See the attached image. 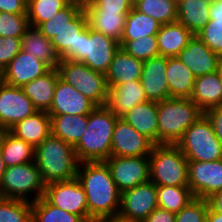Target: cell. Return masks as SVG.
Returning a JSON list of instances; mask_svg holds the SVG:
<instances>
[{"label":"cell","mask_w":222,"mask_h":222,"mask_svg":"<svg viewBox=\"0 0 222 222\" xmlns=\"http://www.w3.org/2000/svg\"><path fill=\"white\" fill-rule=\"evenodd\" d=\"M77 179L86 194L89 222L118 216L121 192L104 161L80 162Z\"/></svg>","instance_id":"cell-1"},{"label":"cell","mask_w":222,"mask_h":222,"mask_svg":"<svg viewBox=\"0 0 222 222\" xmlns=\"http://www.w3.org/2000/svg\"><path fill=\"white\" fill-rule=\"evenodd\" d=\"M118 117L106 106H96L88 114V124L74 146L79 162L106 161L111 156L113 130Z\"/></svg>","instance_id":"cell-2"},{"label":"cell","mask_w":222,"mask_h":222,"mask_svg":"<svg viewBox=\"0 0 222 222\" xmlns=\"http://www.w3.org/2000/svg\"><path fill=\"white\" fill-rule=\"evenodd\" d=\"M34 162L46 185L77 178L80 163L74 146L52 134L35 147Z\"/></svg>","instance_id":"cell-3"},{"label":"cell","mask_w":222,"mask_h":222,"mask_svg":"<svg viewBox=\"0 0 222 222\" xmlns=\"http://www.w3.org/2000/svg\"><path fill=\"white\" fill-rule=\"evenodd\" d=\"M158 144H177L185 131L203 114L190 98L157 102Z\"/></svg>","instance_id":"cell-4"},{"label":"cell","mask_w":222,"mask_h":222,"mask_svg":"<svg viewBox=\"0 0 222 222\" xmlns=\"http://www.w3.org/2000/svg\"><path fill=\"white\" fill-rule=\"evenodd\" d=\"M150 181L159 186H188V160L176 144H156L149 155Z\"/></svg>","instance_id":"cell-5"},{"label":"cell","mask_w":222,"mask_h":222,"mask_svg":"<svg viewBox=\"0 0 222 222\" xmlns=\"http://www.w3.org/2000/svg\"><path fill=\"white\" fill-rule=\"evenodd\" d=\"M176 145L188 161L209 162L222 159V143L204 113L185 131Z\"/></svg>","instance_id":"cell-6"},{"label":"cell","mask_w":222,"mask_h":222,"mask_svg":"<svg viewBox=\"0 0 222 222\" xmlns=\"http://www.w3.org/2000/svg\"><path fill=\"white\" fill-rule=\"evenodd\" d=\"M56 69L61 80L75 87L96 106L106 105L109 88L105 74L72 60H61Z\"/></svg>","instance_id":"cell-7"},{"label":"cell","mask_w":222,"mask_h":222,"mask_svg":"<svg viewBox=\"0 0 222 222\" xmlns=\"http://www.w3.org/2000/svg\"><path fill=\"white\" fill-rule=\"evenodd\" d=\"M45 188L40 170L32 161L6 168L0 185V197L34 202L44 196Z\"/></svg>","instance_id":"cell-8"},{"label":"cell","mask_w":222,"mask_h":222,"mask_svg":"<svg viewBox=\"0 0 222 222\" xmlns=\"http://www.w3.org/2000/svg\"><path fill=\"white\" fill-rule=\"evenodd\" d=\"M120 43L87 27L79 37L78 50L66 60L82 62L92 70L106 74Z\"/></svg>","instance_id":"cell-9"},{"label":"cell","mask_w":222,"mask_h":222,"mask_svg":"<svg viewBox=\"0 0 222 222\" xmlns=\"http://www.w3.org/2000/svg\"><path fill=\"white\" fill-rule=\"evenodd\" d=\"M157 207V185L149 180L121 193L117 217L130 222H143Z\"/></svg>","instance_id":"cell-10"},{"label":"cell","mask_w":222,"mask_h":222,"mask_svg":"<svg viewBox=\"0 0 222 222\" xmlns=\"http://www.w3.org/2000/svg\"><path fill=\"white\" fill-rule=\"evenodd\" d=\"M44 197L52 205L89 222L86 194L77 178L47 184Z\"/></svg>","instance_id":"cell-11"},{"label":"cell","mask_w":222,"mask_h":222,"mask_svg":"<svg viewBox=\"0 0 222 222\" xmlns=\"http://www.w3.org/2000/svg\"><path fill=\"white\" fill-rule=\"evenodd\" d=\"M104 162L121 193L150 179L149 156H110Z\"/></svg>","instance_id":"cell-12"},{"label":"cell","mask_w":222,"mask_h":222,"mask_svg":"<svg viewBox=\"0 0 222 222\" xmlns=\"http://www.w3.org/2000/svg\"><path fill=\"white\" fill-rule=\"evenodd\" d=\"M37 111L22 87L0 81V131H8L16 123Z\"/></svg>","instance_id":"cell-13"},{"label":"cell","mask_w":222,"mask_h":222,"mask_svg":"<svg viewBox=\"0 0 222 222\" xmlns=\"http://www.w3.org/2000/svg\"><path fill=\"white\" fill-rule=\"evenodd\" d=\"M188 186L194 197L207 199L222 189V159L188 161Z\"/></svg>","instance_id":"cell-14"},{"label":"cell","mask_w":222,"mask_h":222,"mask_svg":"<svg viewBox=\"0 0 222 222\" xmlns=\"http://www.w3.org/2000/svg\"><path fill=\"white\" fill-rule=\"evenodd\" d=\"M154 146L149 138L140 134L123 118L117 119L111 142V156H149Z\"/></svg>","instance_id":"cell-15"},{"label":"cell","mask_w":222,"mask_h":222,"mask_svg":"<svg viewBox=\"0 0 222 222\" xmlns=\"http://www.w3.org/2000/svg\"><path fill=\"white\" fill-rule=\"evenodd\" d=\"M166 71L167 57L159 55L143 62L139 81L148 101L161 102L170 98Z\"/></svg>","instance_id":"cell-16"},{"label":"cell","mask_w":222,"mask_h":222,"mask_svg":"<svg viewBox=\"0 0 222 222\" xmlns=\"http://www.w3.org/2000/svg\"><path fill=\"white\" fill-rule=\"evenodd\" d=\"M50 69L43 61L21 50L3 70L2 81L8 85L23 87Z\"/></svg>","instance_id":"cell-17"},{"label":"cell","mask_w":222,"mask_h":222,"mask_svg":"<svg viewBox=\"0 0 222 222\" xmlns=\"http://www.w3.org/2000/svg\"><path fill=\"white\" fill-rule=\"evenodd\" d=\"M176 57L195 77L216 72L221 59L197 35L189 40L187 46Z\"/></svg>","instance_id":"cell-18"},{"label":"cell","mask_w":222,"mask_h":222,"mask_svg":"<svg viewBox=\"0 0 222 222\" xmlns=\"http://www.w3.org/2000/svg\"><path fill=\"white\" fill-rule=\"evenodd\" d=\"M96 105L75 87L57 79L53 103L48 114L88 115Z\"/></svg>","instance_id":"cell-19"},{"label":"cell","mask_w":222,"mask_h":222,"mask_svg":"<svg viewBox=\"0 0 222 222\" xmlns=\"http://www.w3.org/2000/svg\"><path fill=\"white\" fill-rule=\"evenodd\" d=\"M147 101V97L139 80L115 85L109 89L106 106L118 118H122L137 104Z\"/></svg>","instance_id":"cell-20"},{"label":"cell","mask_w":222,"mask_h":222,"mask_svg":"<svg viewBox=\"0 0 222 222\" xmlns=\"http://www.w3.org/2000/svg\"><path fill=\"white\" fill-rule=\"evenodd\" d=\"M142 60L129 55L123 48H119L113 57L108 72L105 74L108 88L115 85L140 80L143 68Z\"/></svg>","instance_id":"cell-21"},{"label":"cell","mask_w":222,"mask_h":222,"mask_svg":"<svg viewBox=\"0 0 222 222\" xmlns=\"http://www.w3.org/2000/svg\"><path fill=\"white\" fill-rule=\"evenodd\" d=\"M21 50L43 61L50 68H57L61 61L52 41L37 27L31 25L21 37Z\"/></svg>","instance_id":"cell-22"},{"label":"cell","mask_w":222,"mask_h":222,"mask_svg":"<svg viewBox=\"0 0 222 222\" xmlns=\"http://www.w3.org/2000/svg\"><path fill=\"white\" fill-rule=\"evenodd\" d=\"M8 131L35 148L51 134V117L48 112L37 111L16 123Z\"/></svg>","instance_id":"cell-23"},{"label":"cell","mask_w":222,"mask_h":222,"mask_svg":"<svg viewBox=\"0 0 222 222\" xmlns=\"http://www.w3.org/2000/svg\"><path fill=\"white\" fill-rule=\"evenodd\" d=\"M122 118L155 145L158 144L157 102L147 100L137 104Z\"/></svg>","instance_id":"cell-24"},{"label":"cell","mask_w":222,"mask_h":222,"mask_svg":"<svg viewBox=\"0 0 222 222\" xmlns=\"http://www.w3.org/2000/svg\"><path fill=\"white\" fill-rule=\"evenodd\" d=\"M190 99L203 113L222 106V84L217 71L196 77Z\"/></svg>","instance_id":"cell-25"},{"label":"cell","mask_w":222,"mask_h":222,"mask_svg":"<svg viewBox=\"0 0 222 222\" xmlns=\"http://www.w3.org/2000/svg\"><path fill=\"white\" fill-rule=\"evenodd\" d=\"M159 55L176 57L188 44L194 34L178 21L160 26L156 34Z\"/></svg>","instance_id":"cell-26"},{"label":"cell","mask_w":222,"mask_h":222,"mask_svg":"<svg viewBox=\"0 0 222 222\" xmlns=\"http://www.w3.org/2000/svg\"><path fill=\"white\" fill-rule=\"evenodd\" d=\"M59 77L56 68L25 84L22 89L38 111L48 112L52 106L54 91Z\"/></svg>","instance_id":"cell-27"},{"label":"cell","mask_w":222,"mask_h":222,"mask_svg":"<svg viewBox=\"0 0 222 222\" xmlns=\"http://www.w3.org/2000/svg\"><path fill=\"white\" fill-rule=\"evenodd\" d=\"M87 16L88 27L101 32L117 42H121L125 19L128 14L105 10H94L90 5L83 9Z\"/></svg>","instance_id":"cell-28"},{"label":"cell","mask_w":222,"mask_h":222,"mask_svg":"<svg viewBox=\"0 0 222 222\" xmlns=\"http://www.w3.org/2000/svg\"><path fill=\"white\" fill-rule=\"evenodd\" d=\"M170 98H191L196 77L177 57H167Z\"/></svg>","instance_id":"cell-29"},{"label":"cell","mask_w":222,"mask_h":222,"mask_svg":"<svg viewBox=\"0 0 222 222\" xmlns=\"http://www.w3.org/2000/svg\"><path fill=\"white\" fill-rule=\"evenodd\" d=\"M88 27L87 16L82 10L67 26L51 40L61 60H66L78 50L80 34Z\"/></svg>","instance_id":"cell-30"},{"label":"cell","mask_w":222,"mask_h":222,"mask_svg":"<svg viewBox=\"0 0 222 222\" xmlns=\"http://www.w3.org/2000/svg\"><path fill=\"white\" fill-rule=\"evenodd\" d=\"M51 134L75 146L88 124V115L49 114Z\"/></svg>","instance_id":"cell-31"},{"label":"cell","mask_w":222,"mask_h":222,"mask_svg":"<svg viewBox=\"0 0 222 222\" xmlns=\"http://www.w3.org/2000/svg\"><path fill=\"white\" fill-rule=\"evenodd\" d=\"M208 0H183L177 4V21L197 35L210 20Z\"/></svg>","instance_id":"cell-32"},{"label":"cell","mask_w":222,"mask_h":222,"mask_svg":"<svg viewBox=\"0 0 222 222\" xmlns=\"http://www.w3.org/2000/svg\"><path fill=\"white\" fill-rule=\"evenodd\" d=\"M0 151L6 167L34 161L35 148L9 131H0Z\"/></svg>","instance_id":"cell-33"},{"label":"cell","mask_w":222,"mask_h":222,"mask_svg":"<svg viewBox=\"0 0 222 222\" xmlns=\"http://www.w3.org/2000/svg\"><path fill=\"white\" fill-rule=\"evenodd\" d=\"M161 24L151 16L132 8L125 19V26L121 41L137 40L141 37L156 35Z\"/></svg>","instance_id":"cell-34"},{"label":"cell","mask_w":222,"mask_h":222,"mask_svg":"<svg viewBox=\"0 0 222 222\" xmlns=\"http://www.w3.org/2000/svg\"><path fill=\"white\" fill-rule=\"evenodd\" d=\"M194 198L189 186L157 185L158 207L170 212L178 213Z\"/></svg>","instance_id":"cell-35"},{"label":"cell","mask_w":222,"mask_h":222,"mask_svg":"<svg viewBox=\"0 0 222 222\" xmlns=\"http://www.w3.org/2000/svg\"><path fill=\"white\" fill-rule=\"evenodd\" d=\"M133 8L161 25L177 21V4L173 0H137Z\"/></svg>","instance_id":"cell-36"},{"label":"cell","mask_w":222,"mask_h":222,"mask_svg":"<svg viewBox=\"0 0 222 222\" xmlns=\"http://www.w3.org/2000/svg\"><path fill=\"white\" fill-rule=\"evenodd\" d=\"M32 222H86L82 217L52 205L44 196L32 202Z\"/></svg>","instance_id":"cell-37"},{"label":"cell","mask_w":222,"mask_h":222,"mask_svg":"<svg viewBox=\"0 0 222 222\" xmlns=\"http://www.w3.org/2000/svg\"><path fill=\"white\" fill-rule=\"evenodd\" d=\"M68 3L67 0H28L27 16L29 24L38 27L41 23L52 18Z\"/></svg>","instance_id":"cell-38"},{"label":"cell","mask_w":222,"mask_h":222,"mask_svg":"<svg viewBox=\"0 0 222 222\" xmlns=\"http://www.w3.org/2000/svg\"><path fill=\"white\" fill-rule=\"evenodd\" d=\"M0 222H32V202L0 197Z\"/></svg>","instance_id":"cell-39"},{"label":"cell","mask_w":222,"mask_h":222,"mask_svg":"<svg viewBox=\"0 0 222 222\" xmlns=\"http://www.w3.org/2000/svg\"><path fill=\"white\" fill-rule=\"evenodd\" d=\"M83 9L68 3L63 9L59 10L52 18L41 23L37 28L50 40H52L58 32L67 26Z\"/></svg>","instance_id":"cell-40"},{"label":"cell","mask_w":222,"mask_h":222,"mask_svg":"<svg viewBox=\"0 0 222 222\" xmlns=\"http://www.w3.org/2000/svg\"><path fill=\"white\" fill-rule=\"evenodd\" d=\"M120 47L123 48L129 55L142 61L159 56L156 35L141 37L132 41H121Z\"/></svg>","instance_id":"cell-41"},{"label":"cell","mask_w":222,"mask_h":222,"mask_svg":"<svg viewBox=\"0 0 222 222\" xmlns=\"http://www.w3.org/2000/svg\"><path fill=\"white\" fill-rule=\"evenodd\" d=\"M30 26L27 14L0 12V36L21 38Z\"/></svg>","instance_id":"cell-42"},{"label":"cell","mask_w":222,"mask_h":222,"mask_svg":"<svg viewBox=\"0 0 222 222\" xmlns=\"http://www.w3.org/2000/svg\"><path fill=\"white\" fill-rule=\"evenodd\" d=\"M208 207L207 199L195 197L178 213H175V222H206Z\"/></svg>","instance_id":"cell-43"},{"label":"cell","mask_w":222,"mask_h":222,"mask_svg":"<svg viewBox=\"0 0 222 222\" xmlns=\"http://www.w3.org/2000/svg\"><path fill=\"white\" fill-rule=\"evenodd\" d=\"M197 36L222 58V20H209Z\"/></svg>","instance_id":"cell-44"},{"label":"cell","mask_w":222,"mask_h":222,"mask_svg":"<svg viewBox=\"0 0 222 222\" xmlns=\"http://www.w3.org/2000/svg\"><path fill=\"white\" fill-rule=\"evenodd\" d=\"M21 51V38L0 36V71Z\"/></svg>","instance_id":"cell-45"},{"label":"cell","mask_w":222,"mask_h":222,"mask_svg":"<svg viewBox=\"0 0 222 222\" xmlns=\"http://www.w3.org/2000/svg\"><path fill=\"white\" fill-rule=\"evenodd\" d=\"M90 6L94 10L121 12L122 14H128L133 8L128 0H95Z\"/></svg>","instance_id":"cell-46"},{"label":"cell","mask_w":222,"mask_h":222,"mask_svg":"<svg viewBox=\"0 0 222 222\" xmlns=\"http://www.w3.org/2000/svg\"><path fill=\"white\" fill-rule=\"evenodd\" d=\"M28 0H0V12L27 14Z\"/></svg>","instance_id":"cell-47"},{"label":"cell","mask_w":222,"mask_h":222,"mask_svg":"<svg viewBox=\"0 0 222 222\" xmlns=\"http://www.w3.org/2000/svg\"><path fill=\"white\" fill-rule=\"evenodd\" d=\"M204 114L211 121L214 133L222 143V106L211 108Z\"/></svg>","instance_id":"cell-48"},{"label":"cell","mask_w":222,"mask_h":222,"mask_svg":"<svg viewBox=\"0 0 222 222\" xmlns=\"http://www.w3.org/2000/svg\"><path fill=\"white\" fill-rule=\"evenodd\" d=\"M143 222H175V213L157 207Z\"/></svg>","instance_id":"cell-49"},{"label":"cell","mask_w":222,"mask_h":222,"mask_svg":"<svg viewBox=\"0 0 222 222\" xmlns=\"http://www.w3.org/2000/svg\"><path fill=\"white\" fill-rule=\"evenodd\" d=\"M207 201L209 207L214 212L222 214V189L212 194L209 198H207Z\"/></svg>","instance_id":"cell-50"},{"label":"cell","mask_w":222,"mask_h":222,"mask_svg":"<svg viewBox=\"0 0 222 222\" xmlns=\"http://www.w3.org/2000/svg\"><path fill=\"white\" fill-rule=\"evenodd\" d=\"M210 20H222V0L213 1L209 7Z\"/></svg>","instance_id":"cell-51"},{"label":"cell","mask_w":222,"mask_h":222,"mask_svg":"<svg viewBox=\"0 0 222 222\" xmlns=\"http://www.w3.org/2000/svg\"><path fill=\"white\" fill-rule=\"evenodd\" d=\"M206 222H222V214L214 212L210 207H208Z\"/></svg>","instance_id":"cell-52"},{"label":"cell","mask_w":222,"mask_h":222,"mask_svg":"<svg viewBox=\"0 0 222 222\" xmlns=\"http://www.w3.org/2000/svg\"><path fill=\"white\" fill-rule=\"evenodd\" d=\"M95 0H74V5L80 6L82 9L85 7L92 5Z\"/></svg>","instance_id":"cell-53"},{"label":"cell","mask_w":222,"mask_h":222,"mask_svg":"<svg viewBox=\"0 0 222 222\" xmlns=\"http://www.w3.org/2000/svg\"><path fill=\"white\" fill-rule=\"evenodd\" d=\"M6 168L7 167H6V165L3 161L2 154H1V151H0V185H1L3 174L5 173Z\"/></svg>","instance_id":"cell-54"},{"label":"cell","mask_w":222,"mask_h":222,"mask_svg":"<svg viewBox=\"0 0 222 222\" xmlns=\"http://www.w3.org/2000/svg\"><path fill=\"white\" fill-rule=\"evenodd\" d=\"M93 222H130V221H125V220H122L118 217H115V218L99 219V220H96V221H93Z\"/></svg>","instance_id":"cell-55"},{"label":"cell","mask_w":222,"mask_h":222,"mask_svg":"<svg viewBox=\"0 0 222 222\" xmlns=\"http://www.w3.org/2000/svg\"><path fill=\"white\" fill-rule=\"evenodd\" d=\"M217 73L219 75V78H220V81L222 84V58L219 60L218 67H217Z\"/></svg>","instance_id":"cell-56"},{"label":"cell","mask_w":222,"mask_h":222,"mask_svg":"<svg viewBox=\"0 0 222 222\" xmlns=\"http://www.w3.org/2000/svg\"><path fill=\"white\" fill-rule=\"evenodd\" d=\"M132 5L136 3L137 0H128Z\"/></svg>","instance_id":"cell-57"},{"label":"cell","mask_w":222,"mask_h":222,"mask_svg":"<svg viewBox=\"0 0 222 222\" xmlns=\"http://www.w3.org/2000/svg\"><path fill=\"white\" fill-rule=\"evenodd\" d=\"M181 1H183V0H175V3L178 4V3H180Z\"/></svg>","instance_id":"cell-58"},{"label":"cell","mask_w":222,"mask_h":222,"mask_svg":"<svg viewBox=\"0 0 222 222\" xmlns=\"http://www.w3.org/2000/svg\"><path fill=\"white\" fill-rule=\"evenodd\" d=\"M69 3H73L74 4V0H67Z\"/></svg>","instance_id":"cell-59"},{"label":"cell","mask_w":222,"mask_h":222,"mask_svg":"<svg viewBox=\"0 0 222 222\" xmlns=\"http://www.w3.org/2000/svg\"><path fill=\"white\" fill-rule=\"evenodd\" d=\"M0 81H2V72L0 71Z\"/></svg>","instance_id":"cell-60"}]
</instances>
